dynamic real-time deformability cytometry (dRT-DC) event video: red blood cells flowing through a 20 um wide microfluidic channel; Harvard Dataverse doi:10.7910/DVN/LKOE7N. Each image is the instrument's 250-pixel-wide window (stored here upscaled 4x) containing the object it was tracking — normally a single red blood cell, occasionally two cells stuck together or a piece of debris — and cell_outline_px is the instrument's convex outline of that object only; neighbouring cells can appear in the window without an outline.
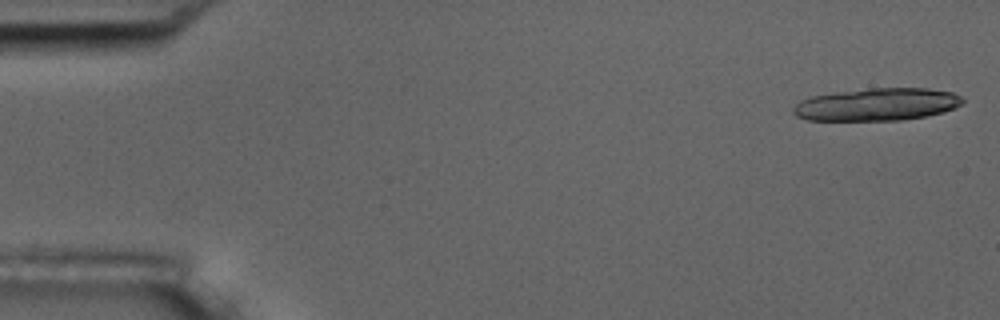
{"species": "common noctule bat (a hibernating species)", "species_latin": "Nyctalus noctula", "temperature_condition": "room temperature", "stored_images_in_passage": 5, "camera_frame_rate_fps": 3000, "um_per_image_px": 0.085, "animal": {"sex": "male", "body_mass_g": 17.5, "forearm_length_mm": 52.3}, "frame": {"image": 1, "passage_image": 1, "time_ms": 0.0, "image_size_px": [1000, 320], "cell_outline_px": [[964, 100], [960, 104], [944, 112], [928, 116], [904, 120], [808, 120], [796, 116], [792, 112], [792, 108], [800, 100], [812, 96], [836, 92], [872, 88], [928, 88], [952, 92], [960, 96]], "centroid_in_image_um": [74.53, 8.88], "position_along_channel_um": 10.5, "area_um2": 32.14}}